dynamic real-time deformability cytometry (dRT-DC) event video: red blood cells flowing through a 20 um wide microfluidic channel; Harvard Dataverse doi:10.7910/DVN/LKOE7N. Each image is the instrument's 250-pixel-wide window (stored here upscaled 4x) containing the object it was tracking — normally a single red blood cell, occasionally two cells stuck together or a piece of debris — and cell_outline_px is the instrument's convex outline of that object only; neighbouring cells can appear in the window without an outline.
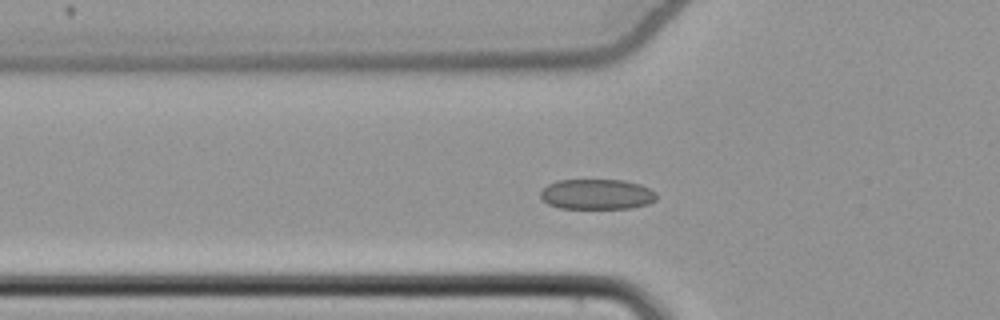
{"species": "common noctule bat (a hibernating species)", "species_latin": "Nyctalus noctula", "temperature_condition": "cold", "stored_images_in_passage": 45, "camera_frame_rate_fps": 3000, "um_per_image_px": 0.085, "animal": {"sex": "female", "body_mass_g": 22.7, "forearm_length_mm": 54.2}, "frame": {"image": 1, "passage_image": 15, "time_ms": 4.667, "image_size_px": [1000, 320], "cell_outline_px": [[656, 200], [648, 204], [632, 208], [560, 208], [548, 204], [540, 196], [540, 192], [548, 184], [556, 180], [624, 180], [640, 184], [656, 192]], "centroid_in_image_um": [50.74, 16.51], "position_along_channel_um": 75.1, "area_um2": 20.52}}
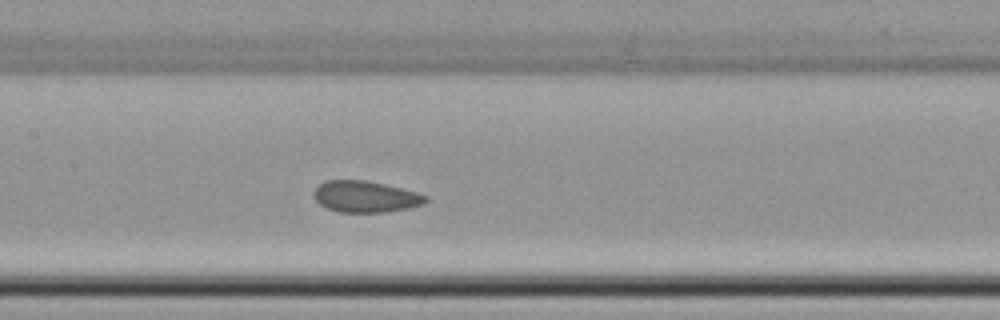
{"frame": {"image": 2, "passage_image": 23, "time_ms": 7.333, "image_size_px": [1000, 320], "cell_outline_px": [[428, 200], [424, 204], [408, 208], [384, 212], [340, 212], [328, 208], [320, 204], [312, 196], [312, 192], [324, 180], [364, 180], [384, 184], [416, 192], [428, 196]], "centroid_in_image_um": [31.05, 16.71], "position_along_channel_um": 176.4, "area_um2": 20.4}}
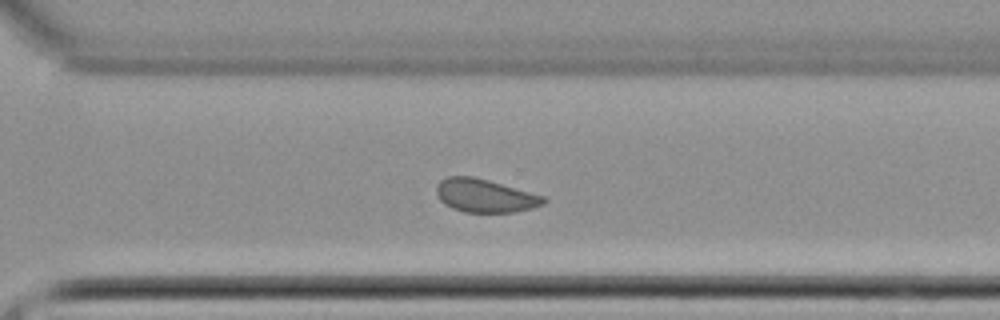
{"frame": {"image": 3, "passage_image": 35, "time_ms": 11.333, "image_size_px": [1000, 320], "cell_outline_px": [[548, 200], [544, 204], [532, 208], [512, 212], [464, 212], [452, 208], [444, 204], [440, 200], [436, 192], [436, 184], [440, 180], [448, 176], [472, 176], [488, 180], [544, 196]], "centroid_in_image_um": [41.2, 16.63], "position_along_channel_um": 329.4, "area_um2": 20.75}, "authors_computed_cell_mechanics": {"area_um2": 20.808, "velocity_mm_per_s": 3.82, "shape_relaxation_time_tau1_ms": null, "shape_relaxation_time_tau2_ms": 1.4453, "deformation_change_tau1": null, "deformation_change_tau2": 0.0719}}